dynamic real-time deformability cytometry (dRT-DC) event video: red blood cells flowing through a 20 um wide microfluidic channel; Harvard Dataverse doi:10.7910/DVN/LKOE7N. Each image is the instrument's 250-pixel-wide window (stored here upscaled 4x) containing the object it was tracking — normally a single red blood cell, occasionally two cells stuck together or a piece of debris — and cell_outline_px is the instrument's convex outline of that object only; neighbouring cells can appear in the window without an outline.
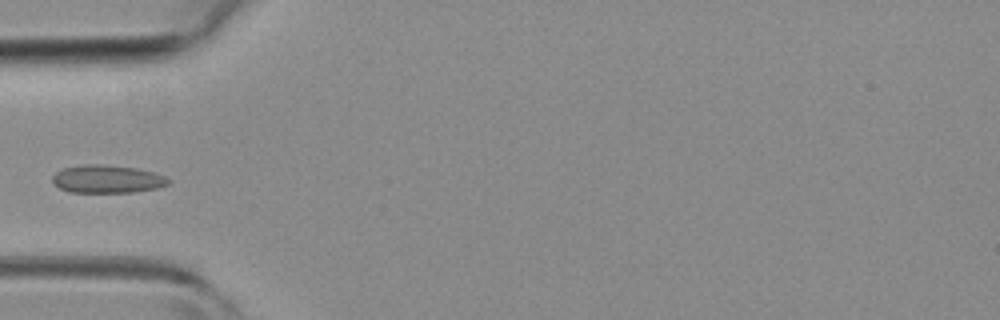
{"species": "common noctule bat (a hibernating species)", "species_latin": "Nyctalus noctula", "temperature_condition": "room temperature", "stored_images_in_passage": 3, "camera_frame_rate_fps": 3000, "um_per_image_px": 0.085, "animal": {"sex": "female", "body_mass_g": 19.3, "forearm_length_mm": 54.1}, "frame": {"image": 1, "passage_image": 3, "time_ms": 2.333, "image_size_px": [1000, 320], "cell_outline_px": [[172, 180], [168, 184], [156, 188], [132, 192], [68, 192], [60, 188], [52, 180], [52, 176], [56, 172], [64, 168], [84, 164], [100, 164], [136, 168], [152, 172], [164, 176]], "centroid_in_image_um": [9.1, 15.22], "position_along_channel_um": 75.9, "area_um2": 18.73}}